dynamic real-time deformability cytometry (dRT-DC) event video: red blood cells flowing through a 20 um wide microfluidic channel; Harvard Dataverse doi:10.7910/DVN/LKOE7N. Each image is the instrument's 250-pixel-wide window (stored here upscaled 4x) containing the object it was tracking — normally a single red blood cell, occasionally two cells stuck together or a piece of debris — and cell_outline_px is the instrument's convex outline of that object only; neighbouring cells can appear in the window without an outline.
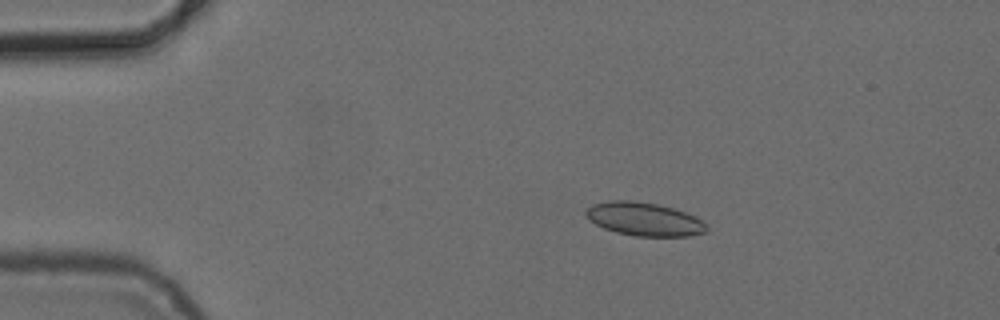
{"species": "common noctule bat (a hibernating species)", "species_latin": "Nyctalus noctula", "temperature_condition": "cold", "stored_images_in_passage": 3, "camera_frame_rate_fps": 3000, "um_per_image_px": 0.085, "animal": {"sex": "female", "body_mass_g": 24.6, "forearm_length_mm": 56.2}, "frame": {"image": 1, "passage_image": 1, "time_ms": 0.0, "image_size_px": [1000, 320], "cell_outline_px": [[708, 228], [704, 232], [688, 236], [636, 236], [616, 232], [604, 228], [596, 224], [584, 212], [592, 204], [608, 200], [632, 200], [656, 204], [672, 208], [696, 216], [708, 224]], "centroid_in_image_um": [54.78, 18.62], "position_along_channel_um": 30.2, "area_um2": 23.35}}
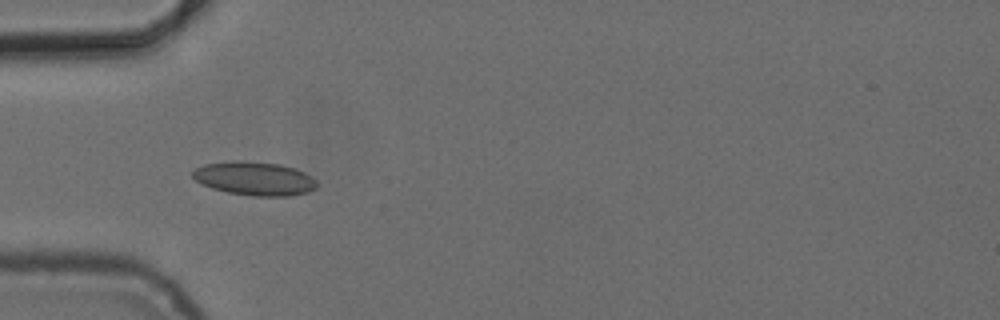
{"frame": {"image": 2, "passage_image": 2, "time_ms": 2.333, "image_size_px": [1000, 320], "cell_outline_px": [[320, 184], [316, 188], [308, 192], [288, 196], [252, 196], [228, 192], [212, 188], [196, 180], [192, 176], [192, 172], [196, 168], [204, 164], [240, 160], [244, 160], [280, 164], [304, 172], [312, 176]], "centroid_in_image_um": [21.67, 15.17], "position_along_channel_um": 63.3, "area_um2": 24.39}}
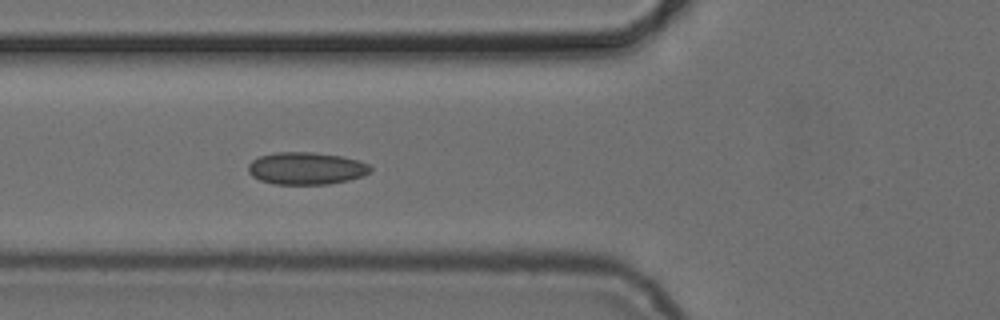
{"frame": {"image": 3, "passage_image": 3, "time_ms": 3.333, "image_size_px": [1000, 320], "cell_outline_px": [[372, 168], [364, 176], [348, 180], [328, 184], [272, 184], [260, 180], [252, 176], [248, 172], [248, 164], [252, 160], [260, 156], [276, 152], [312, 152], [340, 156], [356, 160], [368, 164]], "centroid_in_image_um": [25.99, 14.31], "position_along_channel_um": 99.8, "area_um2": 22.95}}